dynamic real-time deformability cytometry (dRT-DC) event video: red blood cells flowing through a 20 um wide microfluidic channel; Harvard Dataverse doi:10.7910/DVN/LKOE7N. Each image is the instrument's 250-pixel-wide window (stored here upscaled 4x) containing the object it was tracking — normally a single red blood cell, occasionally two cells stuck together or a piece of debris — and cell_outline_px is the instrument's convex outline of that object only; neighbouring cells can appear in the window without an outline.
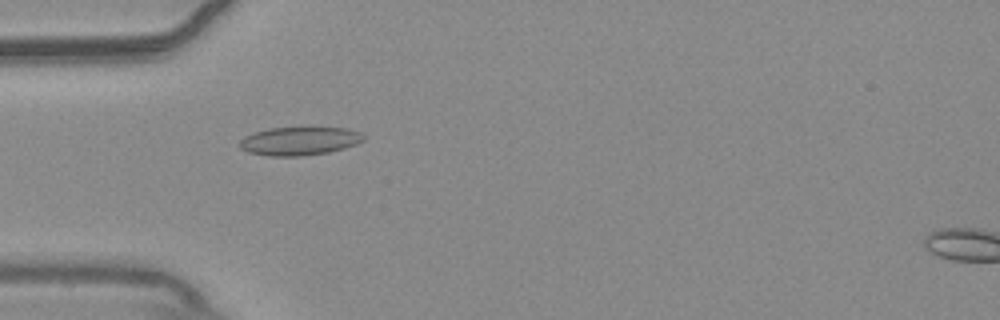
{"species": "common noctule bat (a hibernating species)", "species_latin": "Nyctalus noctula", "temperature_condition": "warm", "stored_images_in_passage": 40, "camera_frame_rate_fps": 3000, "um_per_image_px": 0.085, "animal": {"sex": "male", "body_mass_g": 20.4}, "frame": {"image": 1, "passage_image": 3, "time_ms": 0.667, "image_size_px": [1000, 320], "cell_outline_px": [[364, 140], [356, 144], [344, 148], [328, 152], [300, 156], [268, 156], [248, 152], [240, 148], [236, 144], [244, 136], [268, 128], [348, 128], [360, 132], [364, 136]], "centroid_in_image_um": [25.42, 11.99], "position_along_channel_um": 59.6, "area_um2": 20.46}}
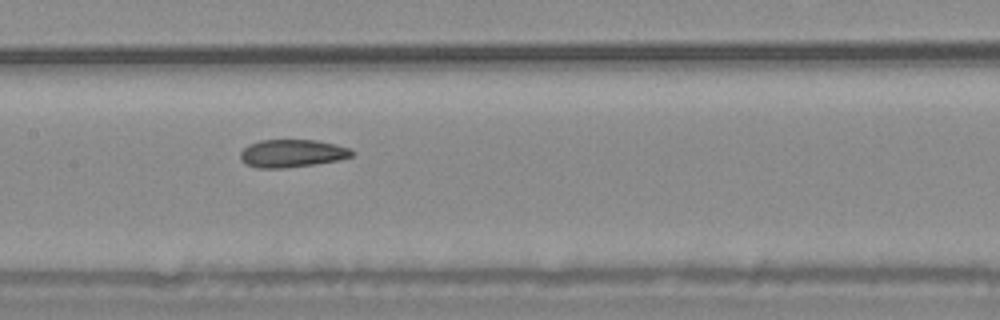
{"frame": {"image": 2, "passage_image": 13, "time_ms": 4.0, "image_size_px": [1000, 320], "cell_outline_px": [[356, 152], [352, 156], [340, 160], [316, 164], [288, 168], [256, 168], [244, 164], [240, 160], [240, 152], [248, 144], [260, 140], [316, 140], [336, 144], [348, 148]], "centroid_in_image_um": [24.81, 13.04], "position_along_channel_um": 182.6, "area_um2": 18.38}}
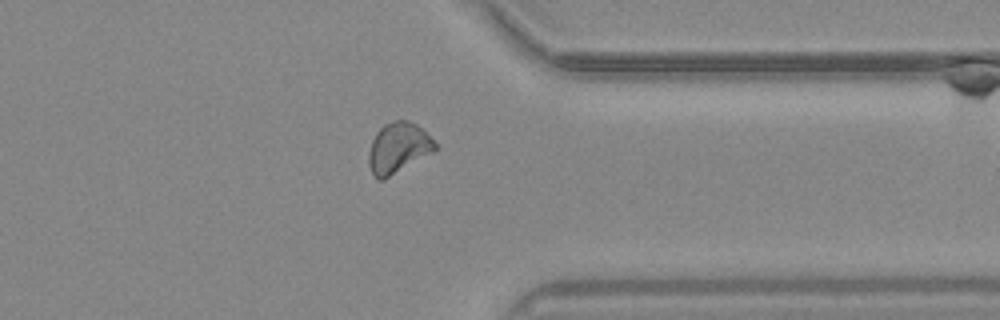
{"frame": {"image": 3, "passage_image": 29, "time_ms": 9.333, "image_size_px": [1000, 320], "cell_outline_px": [[436, 148], [432, 152], [384, 180], [380, 180], [372, 176], [368, 164], [368, 152], [372, 140], [376, 132], [384, 124], [392, 120], [408, 120], [416, 124], [436, 144]], "centroid_in_image_um": [33.78, 12.58], "position_along_channel_um": 377.6, "area_um2": 19.42}, "authors_computed_cell_mechanics": {"area_um2": 18.7561, "velocity_mm_per_s": 3.7561, "shape_relaxation_time_tau1_ms": null, "shape_relaxation_time_tau2_ms": 1.7209, "deformation_change_tau1": null, "deformation_change_tau2": 0.071}}